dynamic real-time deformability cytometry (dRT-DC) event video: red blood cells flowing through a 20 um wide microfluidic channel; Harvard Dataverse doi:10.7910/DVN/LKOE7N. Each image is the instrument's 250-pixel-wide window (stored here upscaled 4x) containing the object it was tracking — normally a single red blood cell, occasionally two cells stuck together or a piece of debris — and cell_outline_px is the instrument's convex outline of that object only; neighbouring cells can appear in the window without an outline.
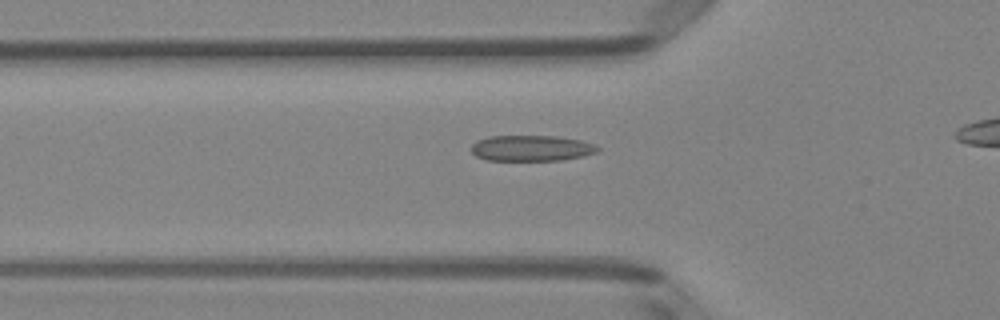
{"species": "Egyptian fruit bat (a non-hibernating species)", "species_latin": "Rousettus aegyptiacus", "temperature_condition": "room temperature", "stored_images_in_passage": 42, "camera_frame_rate_fps": 3000, "um_per_image_px": 0.085, "animal": {"sex": "female"}, "frame": {"image": 1, "passage_image": 15, "time_ms": 4.667, "image_size_px": [1000, 320], "cell_outline_px": [[600, 148], [596, 152], [584, 156], [564, 160], [488, 160], [476, 156], [472, 152], [472, 144], [476, 140], [488, 136], [560, 136], [580, 140], [592, 144]], "centroid_in_image_um": [45.16, 12.59], "position_along_channel_um": 80.6, "area_um2": 19.02}}
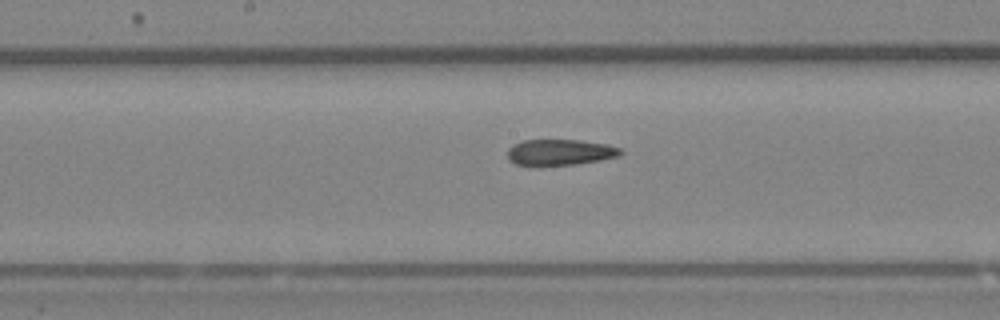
{"frame": {"image": 2, "passage_image": 24, "time_ms": 7.667, "image_size_px": [1000, 320], "cell_outline_px": [[624, 152], [620, 156], [600, 160], [576, 164], [516, 164], [508, 160], [508, 148], [512, 144], [524, 140], [580, 140], [604, 144], [620, 148]], "centroid_in_image_um": [47.61, 12.92], "position_along_channel_um": 200.6, "area_um2": 16.82}}
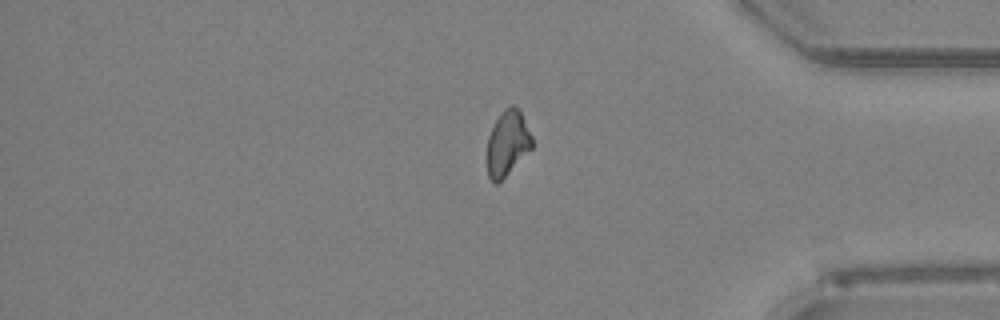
{"frame": {"image": 3, "passage_image": 40, "time_ms": 13.0, "image_size_px": [1000, 320], "cell_outline_px": [[532, 148], [496, 184], [488, 176], [488, 136], [500, 112], [508, 104], [512, 104], [520, 112], [532, 136]], "centroid_in_image_um": [43.13, 12.12], "position_along_channel_um": 392.1, "area_um2": 16.59}, "authors_computed_cell_mechanics": {"area_um2": 18.2648, "velocity_mm_per_s": 4.0021, "shape_relaxation_time_tau1_ms": null, "shape_relaxation_time_tau2_ms": 3.9294, "deformation_change_tau1": null, "deformation_change_tau2": 0.1257}}